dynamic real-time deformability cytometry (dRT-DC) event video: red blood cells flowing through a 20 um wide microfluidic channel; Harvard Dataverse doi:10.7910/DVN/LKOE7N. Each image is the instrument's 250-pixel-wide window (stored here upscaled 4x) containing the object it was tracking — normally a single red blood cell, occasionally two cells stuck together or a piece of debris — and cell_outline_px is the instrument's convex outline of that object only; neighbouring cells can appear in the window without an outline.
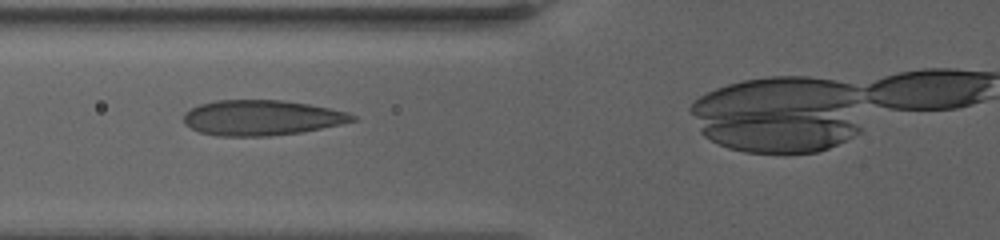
{"species": "human", "species_latin": "Homo sapiens", "temperature_condition": "warm", "stored_images_in_passage": 21, "camera_frame_rate_fps": 3000, "um_per_image_px": 0.085, "donor": {"sex": "female"}, "frame": {"image": 1, "passage_image": 8, "time_ms": 7.667, "image_size_px": [1000, 240], "cell_outline_px": [[356, 120], [340, 124], [300, 132], [272, 136], [216, 136], [200, 132], [184, 124], [184, 112], [200, 104], [216, 100], [280, 100], [308, 104], [348, 112], [356, 116]], "centroid_in_image_um": [22.21, 10.01], "position_along_channel_um": 103.6, "area_um2": 34.56}}
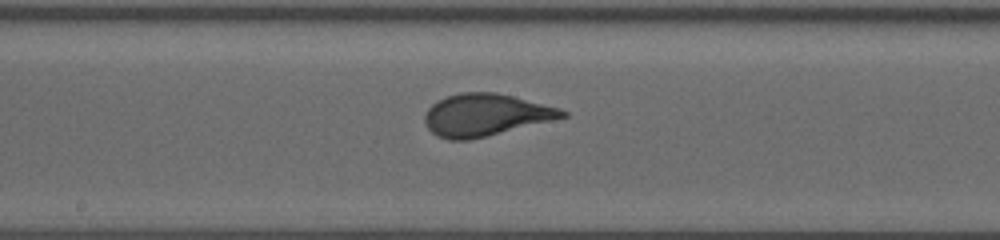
{"frame": {"image": 2, "passage_image": 12, "time_ms": 11.0, "image_size_px": [1000, 240], "cell_outline_px": [[568, 116], [468, 140], [448, 140], [436, 136], [428, 128], [424, 120], [424, 116], [428, 108], [436, 100], [448, 96], [464, 92], [496, 92], [560, 108], [568, 112]], "centroid_in_image_um": [41.22, 9.76], "position_along_channel_um": 207.0, "area_um2": 33.41}}
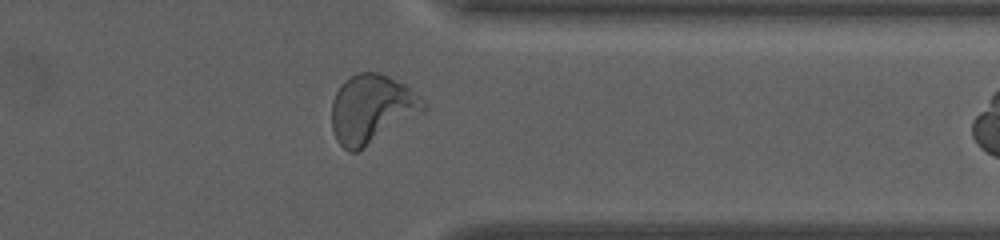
{"frame": {"image": 3, "passage_image": 20, "time_ms": 16.667, "image_size_px": [1000, 240], "cell_outline_px": [[428, 108], [356, 152], [348, 152], [336, 140], [332, 132], [332, 100], [336, 92], [344, 80], [360, 72], [380, 72], [404, 84], [420, 96], [428, 104]], "centroid_in_image_um": [31.57, 9.25], "position_along_channel_um": 379.8, "area_um2": 36.36}}